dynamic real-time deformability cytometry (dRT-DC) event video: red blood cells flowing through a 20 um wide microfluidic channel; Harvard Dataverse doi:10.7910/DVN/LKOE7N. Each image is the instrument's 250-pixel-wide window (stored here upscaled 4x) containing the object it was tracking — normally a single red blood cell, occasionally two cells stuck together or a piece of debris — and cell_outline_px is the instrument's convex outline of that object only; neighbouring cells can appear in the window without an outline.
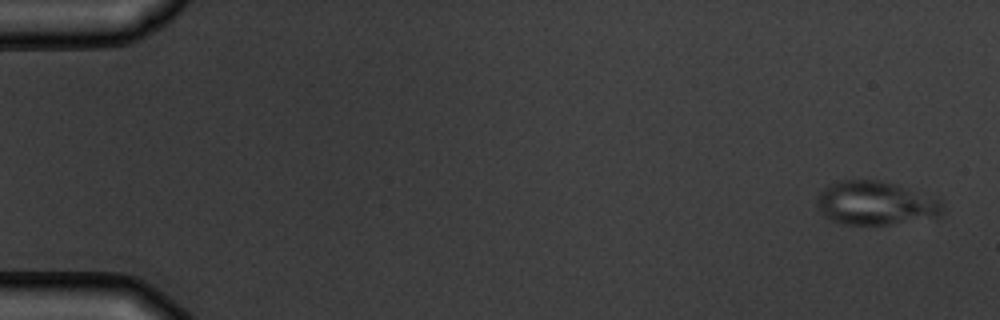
{"species": "common noctule bat (a hibernating species)", "species_latin": "Nyctalus noctula", "temperature_condition": "warm", "stored_images_in_passage": 5, "camera_frame_rate_fps": 3000, "um_per_image_px": 0.085, "animal": {"sex": "male", "body_mass_g": 19.5, "forearm_length_mm": 54.6}, "frame": {"image": 1, "passage_image": 1, "time_ms": 0.0, "image_size_px": [1000, 320], "cell_outline_px": [[944, 212], [936, 216], [888, 224], [840, 224], [824, 216], [820, 212], [816, 204], [816, 196], [828, 184], [840, 180], [880, 180], [936, 196], [944, 204]], "centroid_in_image_um": [74.4, 17.25], "position_along_channel_um": 10.6, "area_um2": 32.08}}